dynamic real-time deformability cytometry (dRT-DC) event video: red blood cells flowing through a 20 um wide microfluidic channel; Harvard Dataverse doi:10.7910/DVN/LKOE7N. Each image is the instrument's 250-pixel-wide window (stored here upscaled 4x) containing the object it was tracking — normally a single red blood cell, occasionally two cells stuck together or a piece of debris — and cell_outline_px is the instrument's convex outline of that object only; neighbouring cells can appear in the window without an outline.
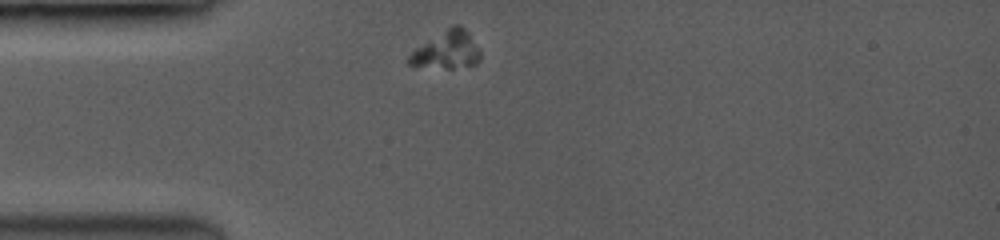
{"species": "common noctule bat (a hibernating species)", "species_latin": "Nyctalus noctula", "temperature_condition": "room temperature", "stored_images_in_passage": 4, "camera_frame_rate_fps": 3500, "um_per_image_px": 0.085, "animal": {"sex": "female", "body_mass_g": 19.0, "forearm_length_mm": 53.3}, "frame": {"image": 1, "passage_image": 1, "time_ms": 0.0, "image_size_px": [1000, 240], "cell_outline_px": [[480, 60], [476, 64], [452, 68], [448, 68], [408, 64], [408, 56], [416, 48], [452, 24], [460, 24], [468, 32], [480, 52]], "centroid_in_image_um": [38.0, 4.23], "position_along_channel_um": 47.0, "area_um2": 15.26}}
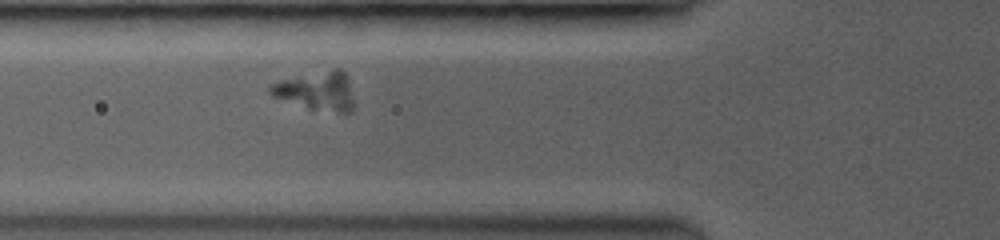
{"frame": {"image": 2, "passage_image": 4, "time_ms": 1.714, "image_size_px": [1000, 240], "cell_outline_px": [[352, 108], [348, 112], [344, 112], [308, 108], [272, 96], [268, 88], [272, 84], [280, 80], [336, 68], [340, 68], [344, 72], [348, 80], [352, 100]], "centroid_in_image_um": [26.9, 7.71], "position_along_channel_um": 98.9, "area_um2": 18.26}}